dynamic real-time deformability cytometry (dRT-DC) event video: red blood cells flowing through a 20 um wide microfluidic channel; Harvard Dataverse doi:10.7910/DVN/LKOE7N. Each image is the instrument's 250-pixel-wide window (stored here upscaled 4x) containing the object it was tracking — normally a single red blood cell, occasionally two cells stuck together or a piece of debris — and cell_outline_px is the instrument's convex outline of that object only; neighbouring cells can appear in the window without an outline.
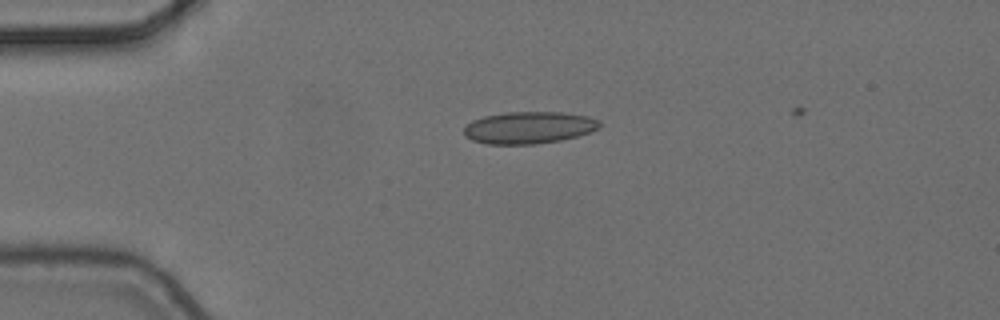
{"species": "common noctule bat (a hibernating species)", "species_latin": "Nyctalus noctula", "temperature_condition": "cold", "stored_images_in_passage": 4, "camera_frame_rate_fps": 3000, "um_per_image_px": 0.085, "animal": {"sex": "female", "body_mass_g": 24.6, "forearm_length_mm": 56.2}, "frame": {"image": 1, "passage_image": 3, "time_ms": 0.667, "image_size_px": [1000, 320], "cell_outline_px": [[600, 128], [576, 136], [560, 140], [536, 144], [488, 144], [472, 140], [464, 136], [464, 128], [472, 120], [484, 116], [504, 112], [560, 112], [588, 116], [600, 120]], "centroid_in_image_um": [44.94, 10.84], "position_along_channel_um": 40.1, "area_um2": 25.32}}